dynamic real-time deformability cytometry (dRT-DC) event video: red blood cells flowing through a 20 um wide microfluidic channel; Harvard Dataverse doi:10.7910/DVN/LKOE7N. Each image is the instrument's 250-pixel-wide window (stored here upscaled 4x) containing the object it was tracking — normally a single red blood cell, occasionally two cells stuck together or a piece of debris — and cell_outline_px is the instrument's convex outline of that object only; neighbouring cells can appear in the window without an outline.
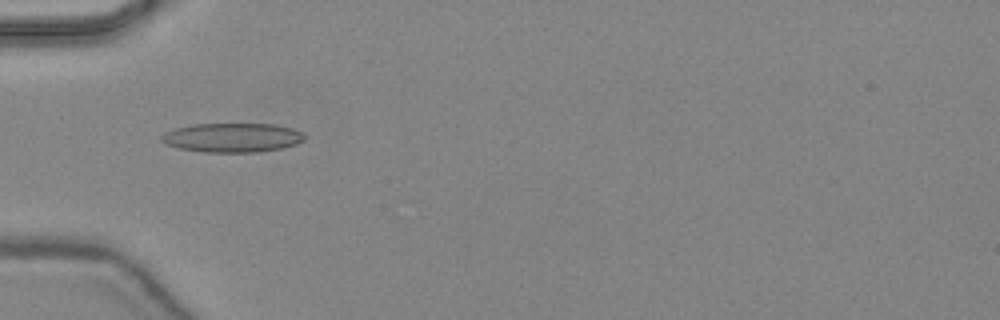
{"species": "common noctule bat (a hibernating species)", "species_latin": "Nyctalus noctula", "temperature_condition": "warm", "stored_images_in_passage": 47, "camera_frame_rate_fps": 3000, "um_per_image_px": 0.085, "animal": {"sex": "female", "body_mass_g": 24.6, "forearm_length_mm": 56.2}, "frame": {"image": 1, "passage_image": 16, "time_ms": 5.0, "image_size_px": [1000, 320], "cell_outline_px": [[304, 140], [296, 144], [280, 148], [256, 152], [204, 152], [180, 148], [168, 144], [160, 140], [160, 136], [164, 132], [176, 128], [192, 124], [276, 124], [292, 128], [300, 132], [304, 136]], "centroid_in_image_um": [19.73, 11.69], "position_along_channel_um": 65.3, "area_um2": 24.16}}
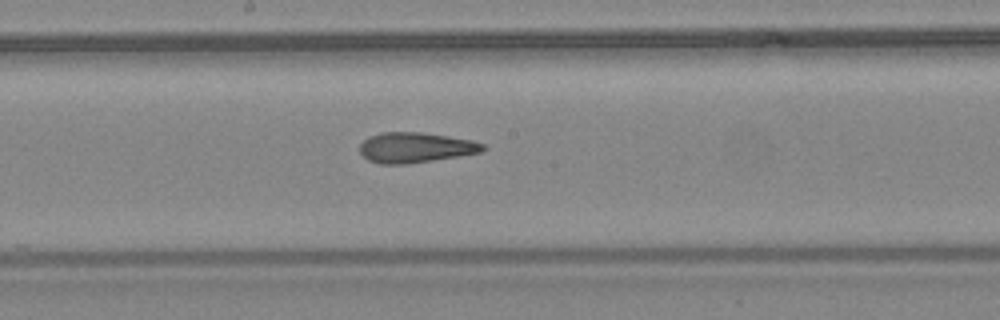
{"frame": {"image": 2, "passage_image": 26, "time_ms": 8.333, "image_size_px": [1000, 320], "cell_outline_px": [[488, 148], [480, 152], [460, 156], [404, 164], [380, 164], [368, 160], [360, 152], [360, 144], [368, 136], [380, 132], [420, 132], [448, 136], [472, 140], [484, 144]], "centroid_in_image_um": [35.31, 12.53], "position_along_channel_um": 212.9, "area_um2": 21.73}}
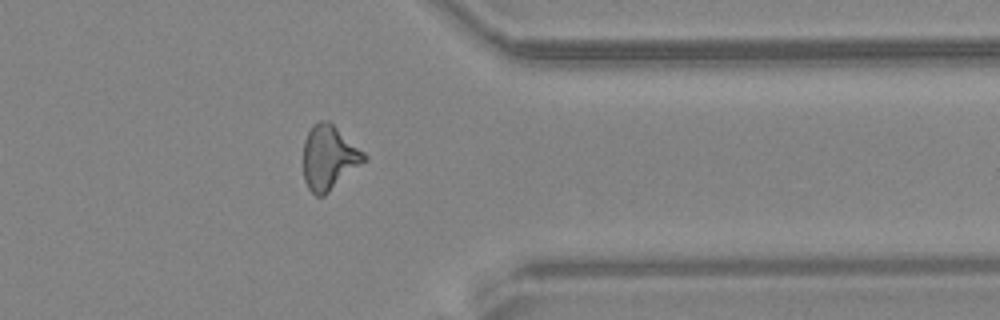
{"frame": {"image": 3, "passage_image": 38, "time_ms": 12.333, "image_size_px": [1000, 320], "cell_outline_px": [[368, 156], [360, 164], [324, 196], [316, 196], [308, 188], [304, 180], [304, 140], [312, 124], [320, 120], [328, 120], [364, 152]], "centroid_in_image_um": [27.93, 13.38], "position_along_channel_um": 383.5, "area_um2": 22.37}, "authors_computed_cell_mechanics": {"area_um2": 22.3686, "velocity_mm_per_s": 4.4645, "shape_relaxation_time_tau1_ms": null, "shape_relaxation_time_tau2_ms": 2.3031, "deformation_change_tau1": null, "deformation_change_tau2": 0.1314}}